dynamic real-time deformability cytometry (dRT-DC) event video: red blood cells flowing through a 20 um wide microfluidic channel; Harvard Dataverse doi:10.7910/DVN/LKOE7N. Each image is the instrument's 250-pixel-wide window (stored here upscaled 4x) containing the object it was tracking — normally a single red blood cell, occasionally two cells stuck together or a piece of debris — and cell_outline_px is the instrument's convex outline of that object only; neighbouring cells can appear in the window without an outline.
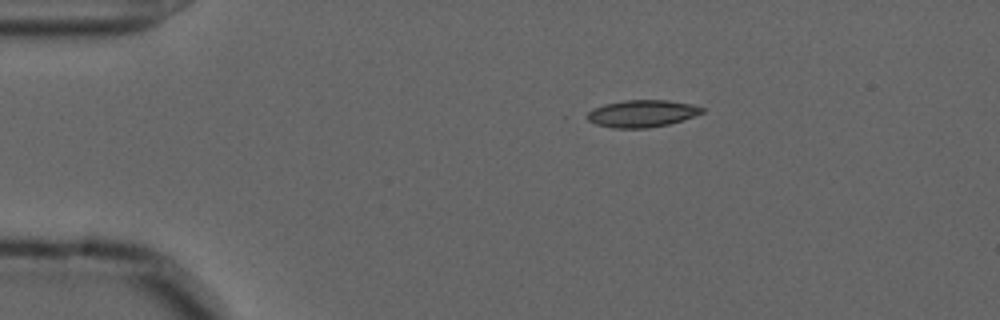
{"species": "common noctule bat (a hibernating species)", "species_latin": "Nyctalus noctula", "temperature_condition": "cold", "stored_images_in_passage": 29, "camera_frame_rate_fps": 3000, "um_per_image_px": 0.085, "animal": {"sex": "male", "forearm_length_mm": 52.5}, "frame": {"image": 1, "passage_image": 1, "time_ms": 0.0, "image_size_px": [1000, 320], "cell_outline_px": [[704, 112], [668, 124], [648, 128], [612, 128], [596, 124], [588, 120], [588, 112], [592, 108], [604, 104], [624, 100], [668, 100], [692, 104], [704, 108]], "centroid_in_image_um": [54.54, 9.64], "position_along_channel_um": 30.5, "area_um2": 18.03}}
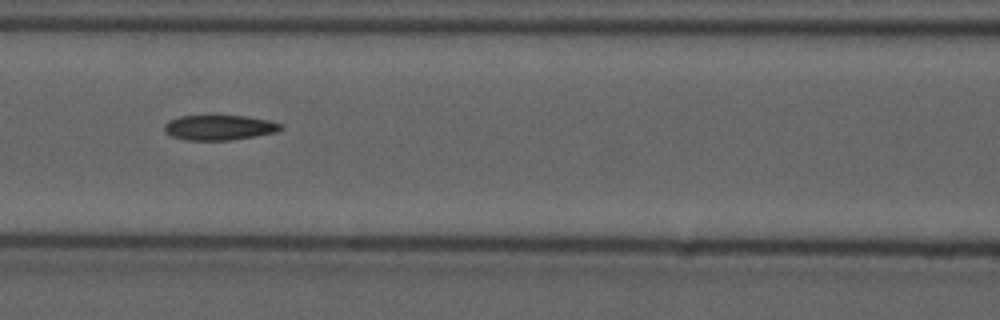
{"frame": {"image": 2, "passage_image": 15, "time_ms": 4.667, "image_size_px": [1000, 320], "cell_outline_px": [[284, 128], [276, 132], [256, 136], [232, 140], [188, 140], [172, 136], [164, 128], [164, 124], [168, 120], [180, 116], [244, 116], [268, 120], [284, 124]], "centroid_in_image_um": [18.68, 10.84], "position_along_channel_um": 147.9, "area_um2": 16.94}}
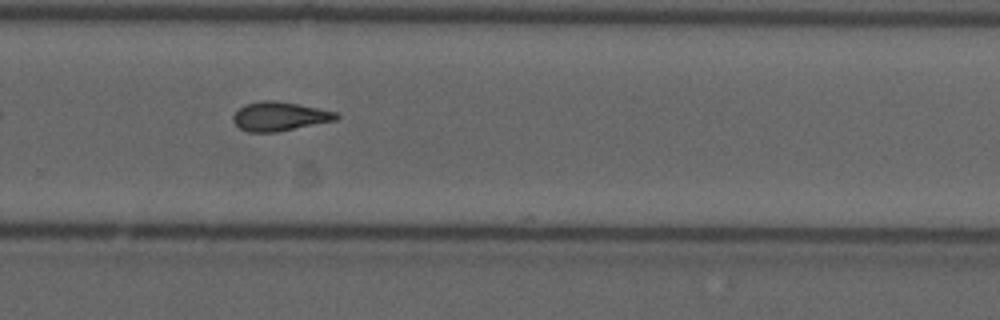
{"frame": {"image": 3, "passage_image": 28, "time_ms": 9.0, "image_size_px": [1000, 320], "cell_outline_px": [[340, 116], [336, 120], [276, 132], [248, 132], [240, 128], [232, 120], [232, 116], [244, 104], [264, 100], [276, 100], [336, 112]], "centroid_in_image_um": [23.73, 9.89], "position_along_channel_um": 306.1, "area_um2": 17.22}}